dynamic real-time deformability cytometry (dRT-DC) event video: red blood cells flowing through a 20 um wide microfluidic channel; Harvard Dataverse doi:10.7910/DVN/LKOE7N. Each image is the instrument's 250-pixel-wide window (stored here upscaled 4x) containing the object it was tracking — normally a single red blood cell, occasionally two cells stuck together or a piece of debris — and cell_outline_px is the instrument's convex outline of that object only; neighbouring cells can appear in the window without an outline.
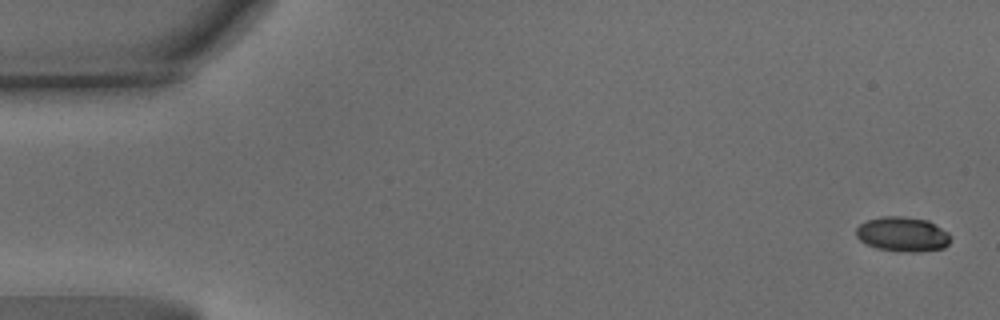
{"species": "common noctule bat (a hibernating species)", "species_latin": "Nyctalus noctula", "temperature_condition": "warm", "stored_images_in_passage": 64, "camera_frame_rate_fps": 3000, "um_per_image_px": 0.085, "animal": {"sex": "male", "body_mass_g": 15.6}, "frame": {"image": 1, "passage_image": 1, "time_ms": 0.0, "image_size_px": [1000, 320], "cell_outline_px": [[948, 244], [944, 248], [920, 252], [912, 252], [876, 248], [860, 240], [856, 236], [856, 228], [860, 224], [868, 220], [884, 216], [904, 216], [928, 220], [948, 232]], "centroid_in_image_um": [76.71, 19.9], "position_along_channel_um": 8.3, "area_um2": 18.9}}
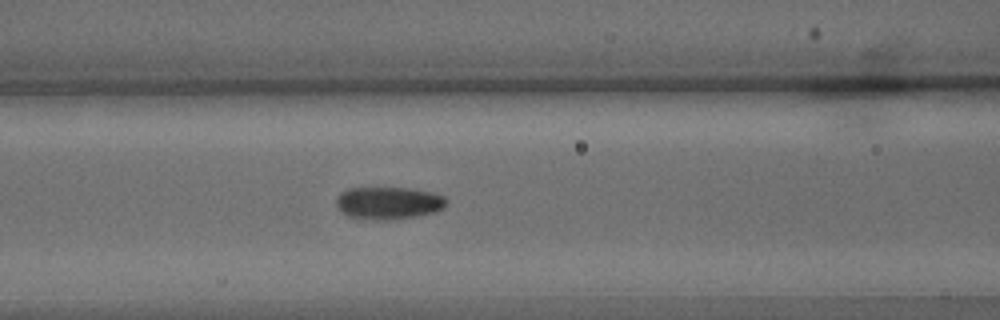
{"frame": {"image": 2, "passage_image": 26, "time_ms": 8.333, "image_size_px": [1000, 320], "cell_outline_px": [[444, 208], [436, 212], [396, 220], [376, 220], [348, 216], [340, 212], [336, 208], [336, 200], [340, 192], [348, 188], [408, 188], [432, 192], [444, 196]], "centroid_in_image_um": [32.98, 17.26], "position_along_channel_um": 133.6, "area_um2": 20.98}}
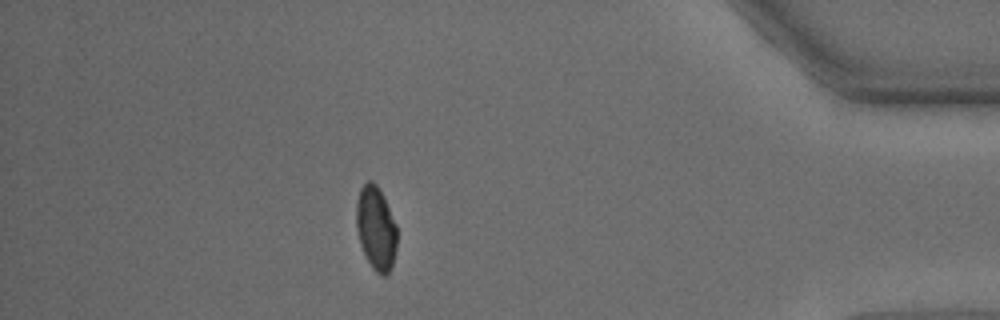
{"frame": {"image": 3, "passage_image": 56, "time_ms": 18.333, "image_size_px": [1000, 320], "cell_outline_px": [[396, 248], [392, 264], [388, 272], [384, 276], [380, 276], [372, 268], [360, 244], [356, 228], [356, 204], [360, 188], [368, 180], [372, 180], [376, 184], [384, 196], [396, 224]], "centroid_in_image_um": [31.94, 19.37], "position_along_channel_um": 403.3, "area_um2": 19.83}, "authors_computed_cell_mechanics": {"area_um2": 19.9121, "velocity_mm_per_s": 3.1453, "shape_relaxation_time_tau1_ms": 4.4073, "shape_relaxation_time_tau2_ms": 1.3595, "deformation_change_tau1": 0.1374, "deformation_change_tau2": 0.0462}}